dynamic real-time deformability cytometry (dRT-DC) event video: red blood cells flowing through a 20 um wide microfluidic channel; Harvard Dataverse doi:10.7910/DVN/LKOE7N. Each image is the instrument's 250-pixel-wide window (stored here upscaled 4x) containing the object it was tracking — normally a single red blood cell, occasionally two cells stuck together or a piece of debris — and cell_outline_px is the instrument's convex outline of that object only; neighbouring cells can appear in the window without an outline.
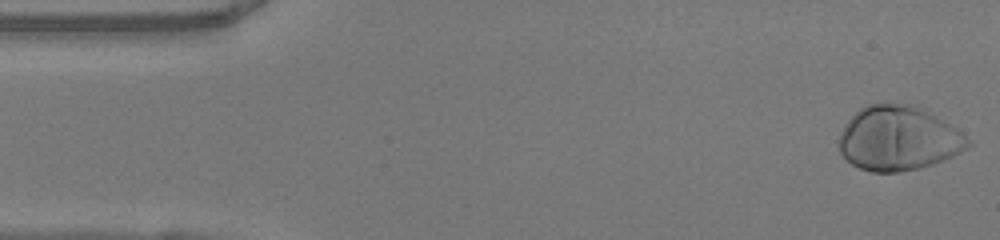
{"species": "human", "species_latin": "Homo sapiens", "temperature_condition": "warm", "stored_images_in_passage": 49, "camera_frame_rate_fps": 3000, "um_per_image_px": 0.085, "donor": {"sex": "female"}, "frame": {"image": 1, "passage_image": 1, "time_ms": 0.0, "image_size_px": [1000, 240], "cell_outline_px": [[972, 144], [968, 148], [944, 160], [932, 164], [900, 172], [872, 172], [860, 168], [852, 164], [840, 152], [836, 140], [840, 132], [848, 120], [860, 108], [868, 104], [908, 104], [948, 124], [972, 140]], "centroid_in_image_um": [76.31, 11.8], "position_along_channel_um": 8.7, "area_um2": 47.74}}
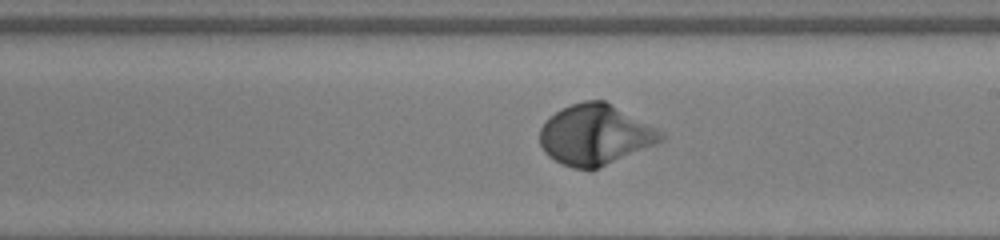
{"frame": {"image": 2, "passage_image": 27, "time_ms": 8.667, "image_size_px": [1000, 240], "cell_outline_px": [[664, 140], [656, 144], [600, 168], [572, 168], [560, 164], [548, 156], [544, 152], [540, 144], [540, 128], [560, 108], [584, 100], [604, 100], [656, 128], [664, 136]], "centroid_in_image_um": [50.57, 11.47], "position_along_channel_um": 238.4, "area_um2": 42.31}}
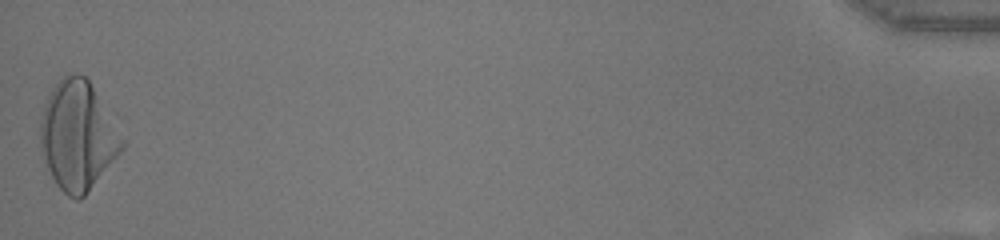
{"frame": {"image": 3, "passage_image": 49, "time_ms": 16.0, "image_size_px": [1000, 240], "cell_outline_px": [[124, 148], [84, 196], [80, 200], [76, 200], [68, 196], [56, 184], [44, 160], [40, 140], [40, 124], [44, 104], [52, 88], [68, 72], [80, 72], [88, 80], [124, 140]], "centroid_in_image_um": [6.58, 11.53], "position_along_channel_um": 428.6, "area_um2": 51.04}, "authors_computed_cell_mechanics": {"area_um2": 42.9454, "velocity_mm_per_s": 4.024, "shape_relaxation_time_tau1_ms": 2.083, "shape_relaxation_time_tau2_ms": null, "deformation_change_tau1": 0.171, "deformation_change_tau2": null}}